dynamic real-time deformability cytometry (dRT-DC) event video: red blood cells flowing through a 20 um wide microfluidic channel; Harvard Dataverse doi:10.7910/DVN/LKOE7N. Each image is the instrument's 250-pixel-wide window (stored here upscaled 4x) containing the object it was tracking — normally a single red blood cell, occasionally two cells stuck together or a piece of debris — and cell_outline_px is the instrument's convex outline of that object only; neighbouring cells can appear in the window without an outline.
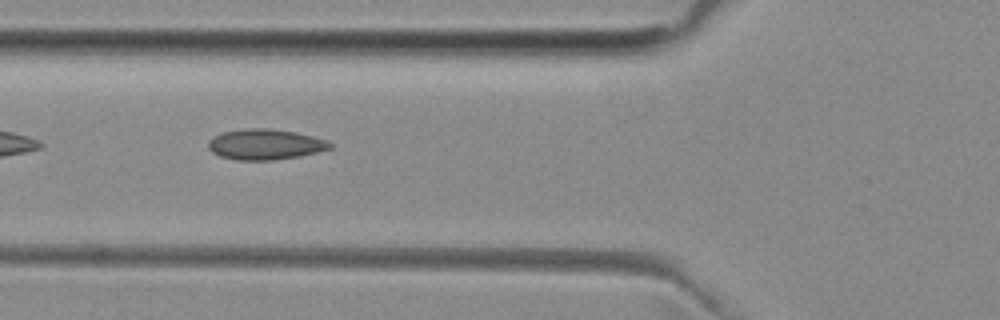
{"species": "common noctule bat (a hibernating species)", "species_latin": "Nyctalus noctula", "temperature_condition": "room temperature", "stored_images_in_passage": 33, "camera_frame_rate_fps": 3000, "um_per_image_px": 0.085, "animal": {"sex": "female", "body_mass_g": 29.2, "forearm_length_mm": 56.3}, "frame": {"image": 1, "passage_image": 3, "time_ms": 0.667, "image_size_px": [1000, 320], "cell_outline_px": [[332, 148], [300, 156], [272, 160], [236, 160], [220, 156], [212, 152], [208, 148], [208, 140], [224, 132], [248, 128], [268, 128], [296, 132], [328, 140], [332, 144]], "centroid_in_image_um": [22.55, 12.27], "position_along_channel_um": 103.2, "area_um2": 21.62}}
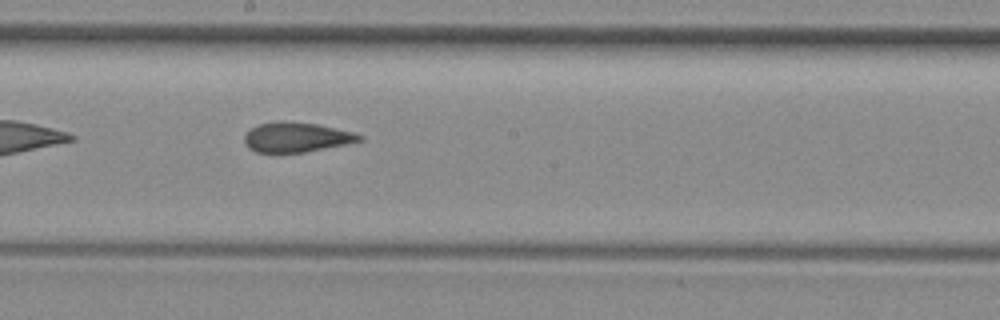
{"frame": {"image": 2, "passage_image": 12, "time_ms": 3.667, "image_size_px": [1000, 320], "cell_outline_px": [[364, 140], [304, 152], [256, 152], [248, 148], [244, 144], [244, 136], [252, 128], [260, 124], [280, 120], [284, 120], [316, 124], [352, 132], [364, 136]], "centroid_in_image_um": [25.17, 11.66], "position_along_channel_um": 223.0, "area_um2": 19.77}}
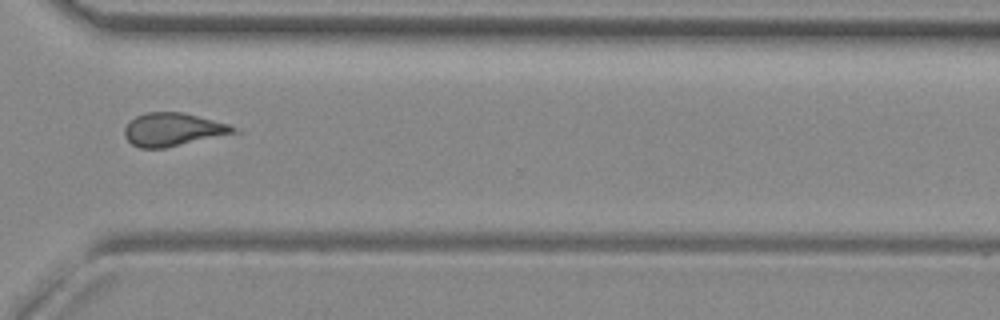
{"frame": {"image": 3, "passage_image": 22, "time_ms": 7.0, "image_size_px": [1000, 320], "cell_outline_px": [[240, 132], [164, 148], [140, 148], [132, 144], [124, 136], [124, 128], [136, 116], [144, 112], [180, 112], [232, 124]], "centroid_in_image_um": [14.72, 11.01], "position_along_channel_um": 355.9, "area_um2": 21.04}}